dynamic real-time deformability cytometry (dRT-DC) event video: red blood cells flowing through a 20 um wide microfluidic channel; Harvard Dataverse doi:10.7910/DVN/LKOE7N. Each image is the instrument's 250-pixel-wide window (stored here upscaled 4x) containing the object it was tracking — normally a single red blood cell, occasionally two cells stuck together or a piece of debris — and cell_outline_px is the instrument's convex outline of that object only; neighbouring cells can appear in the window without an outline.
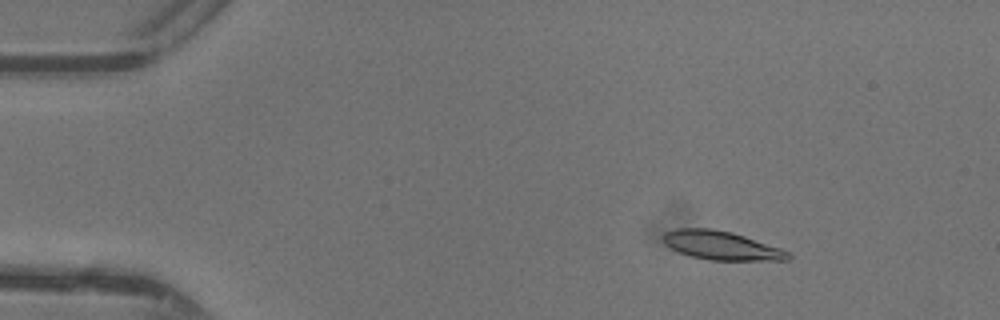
{"species": "common noctule bat (a hibernating species)", "species_latin": "Nyctalus noctula", "temperature_condition": "warm", "stored_images_in_passage": 41, "camera_frame_rate_fps": 3000, "um_per_image_px": 0.085, "animal": {"sex": "female"}, "frame": {"image": 1, "passage_image": 1, "time_ms": 0.0, "image_size_px": [1000, 320], "cell_outline_px": [[792, 256], [788, 260], [708, 260], [692, 256], [680, 252], [664, 244], [660, 236], [664, 232], [676, 228], [712, 228], [732, 232], [780, 248], [788, 252]], "centroid_in_image_um": [61.26, 20.85], "position_along_channel_um": 23.7, "area_um2": 20.92}}
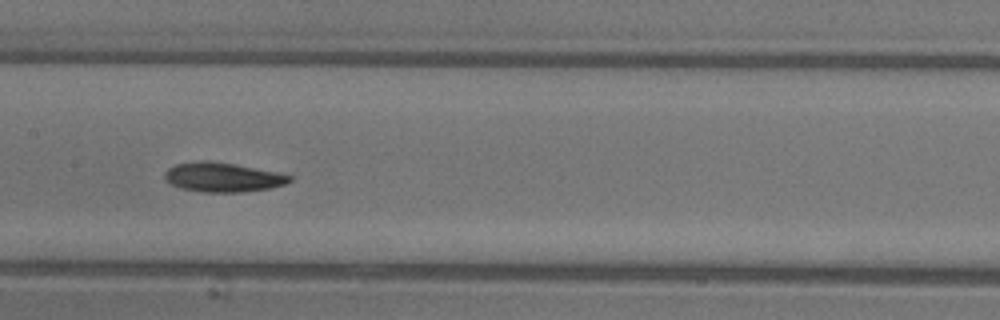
{"frame": {"image": 2, "passage_image": 18, "time_ms": 5.667, "image_size_px": [1000, 320], "cell_outline_px": [[292, 180], [284, 184], [268, 188], [240, 192], [204, 192], [180, 188], [172, 184], [164, 176], [164, 172], [168, 168], [176, 164], [200, 160], [208, 160], [232, 164], [292, 176]], "centroid_in_image_um": [18.87, 15.06], "position_along_channel_um": 188.5, "area_um2": 20.87}}
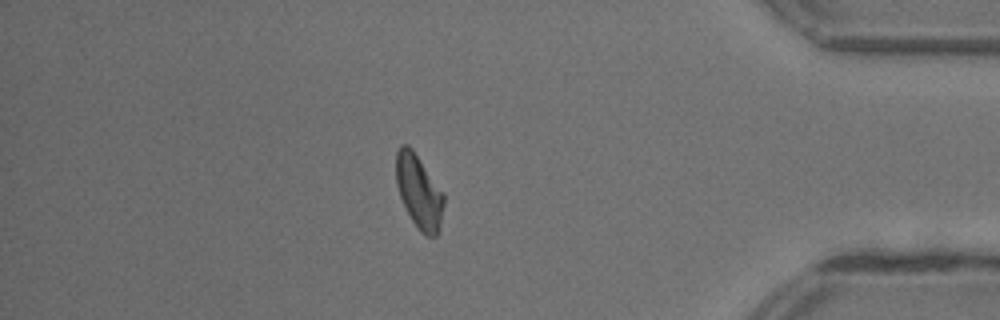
{"frame": {"image": 3, "passage_image": 35, "time_ms": 11.333, "image_size_px": [1000, 320], "cell_outline_px": [[444, 204], [440, 228], [436, 236], [424, 236], [420, 232], [412, 220], [400, 196], [396, 184], [396, 152], [400, 144], [408, 144], [412, 148], [444, 192]], "centroid_in_image_um": [35.62, 16.27], "position_along_channel_um": 399.6, "area_um2": 20.63}, "authors_computed_cell_mechanics": {"area_um2": 20.7502, "velocity_mm_per_s": 4.3947, "shape_relaxation_time_tau1_ms": 5.637, "shape_relaxation_time_tau2_ms": 8.9083, "deformation_change_tau1": 0.1764, "deformation_change_tau2": 0.2037}}